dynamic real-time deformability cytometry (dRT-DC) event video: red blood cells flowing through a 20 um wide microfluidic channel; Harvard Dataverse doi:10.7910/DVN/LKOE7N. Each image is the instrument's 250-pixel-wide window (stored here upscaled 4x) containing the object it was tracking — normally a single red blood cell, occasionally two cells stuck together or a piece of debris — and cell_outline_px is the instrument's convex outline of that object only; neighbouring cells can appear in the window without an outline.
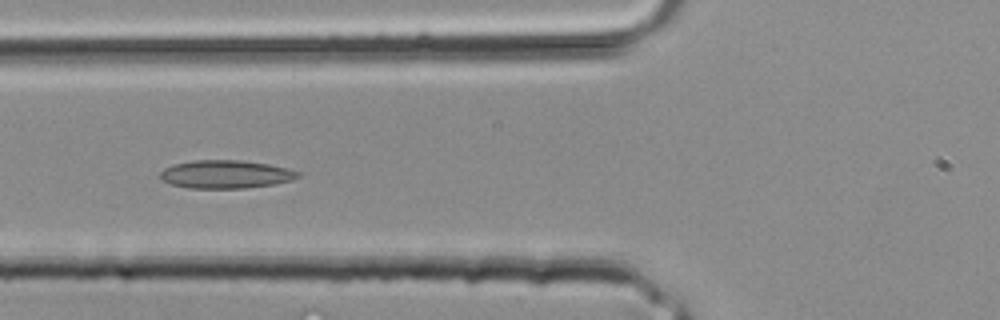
{"species": "common noctule bat (a hibernating species)", "species_latin": "Nyctalus noctula", "temperature_condition": "room temperature", "stored_images_in_passage": 29, "camera_frame_rate_fps": 3000, "um_per_image_px": 0.085, "animal": {"sex": "male", "body_mass_g": 20.4}, "frame": {"image": 1, "passage_image": 8, "time_ms": 2.333, "image_size_px": [1000, 320], "cell_outline_px": [[300, 176], [292, 180], [276, 184], [244, 188], [188, 188], [172, 184], [160, 180], [160, 172], [164, 168], [172, 164], [192, 160], [240, 160], [268, 164], [300, 172]], "centroid_in_image_um": [19.15, 14.81], "position_along_channel_um": 106.7, "area_um2": 22.66}}
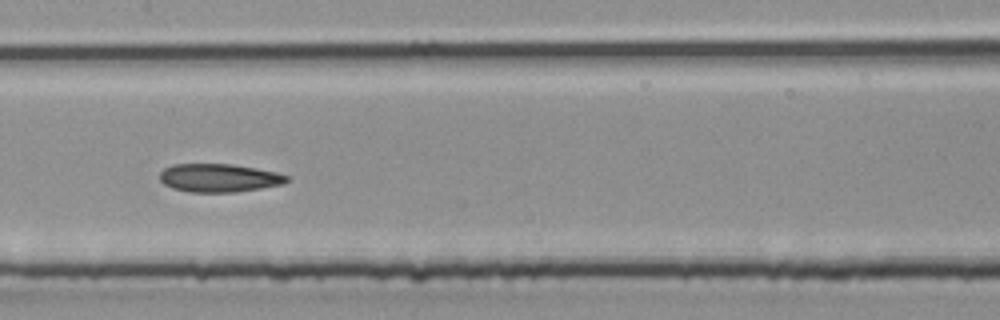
{"frame": {"image": 2, "passage_image": 12, "time_ms": 3.667, "image_size_px": [1000, 320], "cell_outline_px": [[288, 180], [284, 184], [236, 192], [188, 192], [172, 188], [164, 184], [160, 180], [160, 172], [164, 168], [172, 164], [232, 164], [256, 168], [276, 172], [288, 176]], "centroid_in_image_um": [18.6, 15.12], "position_along_channel_um": 188.8, "area_um2": 20.98}}
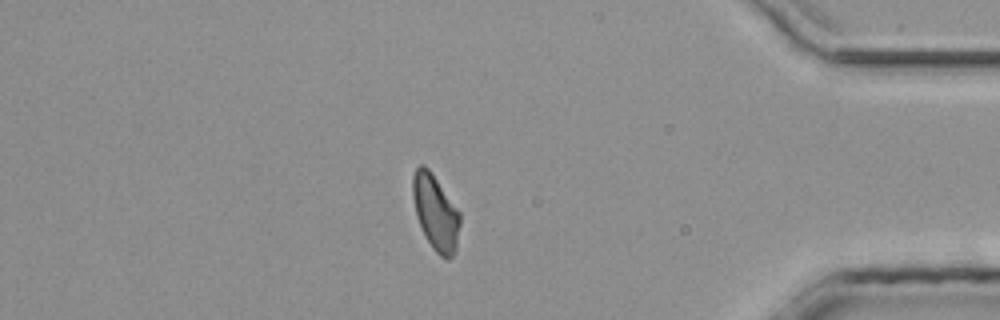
{"frame": {"image": 3, "passage_image": 24, "time_ms": 7.667, "image_size_px": [1000, 320], "cell_outline_px": [[460, 224], [456, 248], [452, 256], [448, 260], [440, 256], [432, 248], [416, 216], [412, 196], [412, 176], [416, 168], [420, 164], [424, 164], [428, 168], [460, 212]], "centroid_in_image_um": [37.01, 18.05], "position_along_channel_um": 398.2, "area_um2": 20.58}}